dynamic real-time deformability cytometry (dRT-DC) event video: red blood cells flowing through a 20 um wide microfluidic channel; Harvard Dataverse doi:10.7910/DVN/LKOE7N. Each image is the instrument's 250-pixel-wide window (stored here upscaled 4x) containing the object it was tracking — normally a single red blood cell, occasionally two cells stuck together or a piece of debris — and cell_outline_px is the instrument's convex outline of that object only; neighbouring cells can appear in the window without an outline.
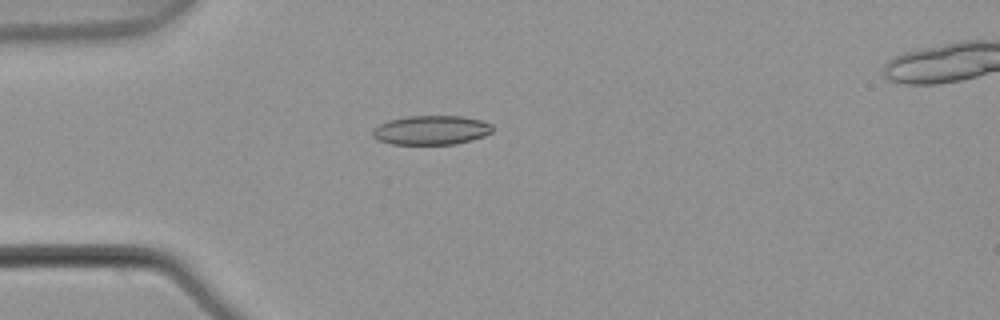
{"species": "common noctule bat (a hibernating species)", "species_latin": "Nyctalus noctula", "temperature_condition": "warm", "stored_images_in_passage": 3, "camera_frame_rate_fps": 3000, "um_per_image_px": 0.085, "animal": {"sex": "male", "body_mass_g": 21.5, "forearm_length_mm": 52.0}, "frame": {"image": 1, "passage_image": 2, "time_ms": 0.333, "image_size_px": [1000, 320], "cell_outline_px": [[492, 132], [484, 136], [472, 140], [456, 144], [392, 144], [380, 140], [372, 136], [372, 128], [388, 120], [408, 116], [460, 116], [480, 120], [492, 124]], "centroid_in_image_um": [36.65, 11.06], "position_along_channel_um": 48.4, "area_um2": 20.4}}